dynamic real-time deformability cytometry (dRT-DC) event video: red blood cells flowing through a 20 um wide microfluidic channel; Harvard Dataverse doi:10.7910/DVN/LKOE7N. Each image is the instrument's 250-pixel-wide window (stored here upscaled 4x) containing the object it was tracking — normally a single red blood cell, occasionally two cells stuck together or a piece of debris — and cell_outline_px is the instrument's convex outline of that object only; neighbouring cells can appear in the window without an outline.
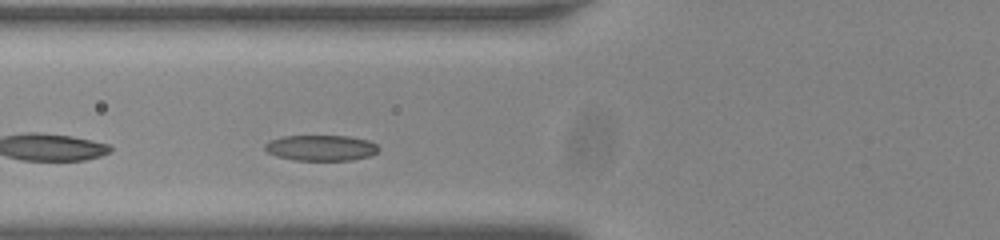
{"species": "common noctule bat (a hibernating species)", "species_latin": "Nyctalus noctula", "temperature_condition": "room temperature", "stored_images_in_passage": 27, "camera_frame_rate_fps": 3000, "um_per_image_px": 0.085, "animal": {"sex": "male", "body_mass_g": 20.0, "forearm_length_mm": 53.3}, "frame": {"image": 1, "passage_image": 5, "time_ms": 1.333, "image_size_px": [1000, 240], "cell_outline_px": [[380, 148], [376, 152], [368, 156], [352, 160], [296, 160], [276, 156], [268, 152], [264, 148], [264, 144], [268, 140], [284, 136], [348, 136], [368, 140], [376, 144]], "centroid_in_image_um": [27.26, 12.56], "position_along_channel_um": 98.5, "area_um2": 16.99}}
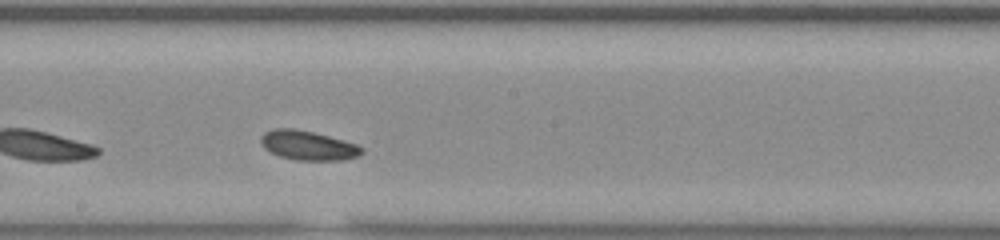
{"frame": {"image": 2, "passage_image": 15, "time_ms": 4.667, "image_size_px": [1000, 240], "cell_outline_px": [[364, 152], [360, 156], [340, 160], [300, 160], [280, 156], [268, 152], [260, 144], [260, 136], [264, 132], [276, 128], [292, 128], [312, 132], [344, 140], [356, 144], [364, 148]], "centroid_in_image_um": [26.16, 12.36], "position_along_channel_um": 222.0, "area_um2": 17.34}}
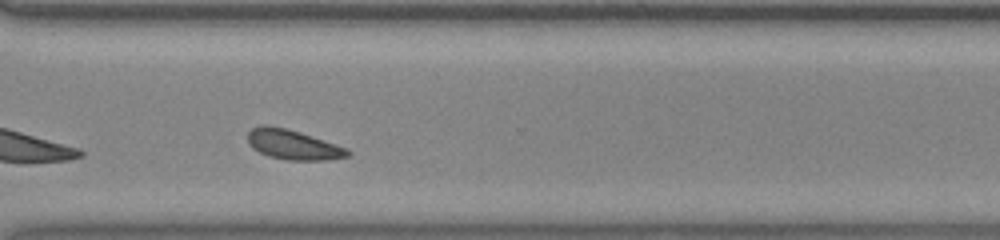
{"frame": {"image": 3, "passage_image": 25, "time_ms": 8.0, "image_size_px": [1000, 240], "cell_outline_px": [[352, 152], [348, 156], [328, 160], [288, 160], [268, 156], [252, 148], [248, 144], [248, 132], [252, 128], [260, 124], [268, 124], [300, 132], [348, 148]], "centroid_in_image_um": [24.9, 12.29], "position_along_channel_um": 345.7, "area_um2": 17.46}, "authors_computed_cell_mechanics": {"area_um2": 16.9932, "velocity_mm_per_s": 3.7018, "shape_relaxation_time_tau1_ms": 2.0166, "shape_relaxation_time_tau2_ms": 5.2745, "deformation_change_tau1": 0.0714, "deformation_change_tau2": 0.0999}}